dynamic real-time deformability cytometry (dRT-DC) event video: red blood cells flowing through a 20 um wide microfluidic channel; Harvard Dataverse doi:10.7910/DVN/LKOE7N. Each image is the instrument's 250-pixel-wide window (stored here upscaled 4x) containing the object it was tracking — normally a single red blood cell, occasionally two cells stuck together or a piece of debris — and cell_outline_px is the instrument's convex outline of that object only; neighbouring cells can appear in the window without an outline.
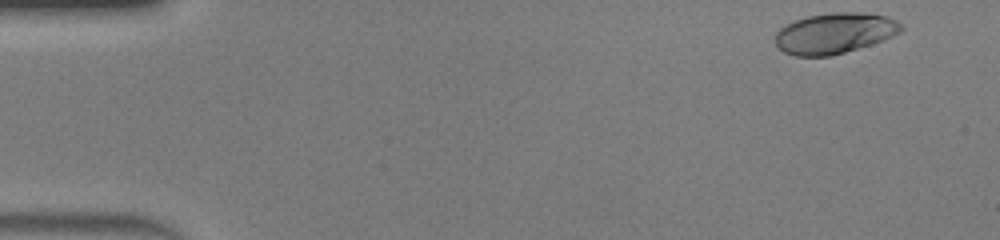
{"species": "human", "species_latin": "Homo sapiens", "temperature_condition": "warm", "stored_images_in_passage": 46, "camera_frame_rate_fps": 3000, "um_per_image_px": 0.085, "donor": {"sex": "male"}, "frame": {"image": 1, "passage_image": 2, "time_ms": 0.333, "image_size_px": [1000, 240], "cell_outline_px": [[904, 28], [900, 32], [884, 40], [872, 44], [844, 52], [828, 56], [796, 56], [784, 52], [776, 44], [776, 32], [780, 28], [796, 20], [808, 16], [832, 12], [864, 12], [888, 16], [896, 20]], "centroid_in_image_um": [70.97, 2.81], "position_along_channel_um": 14.0, "area_um2": 29.77}}
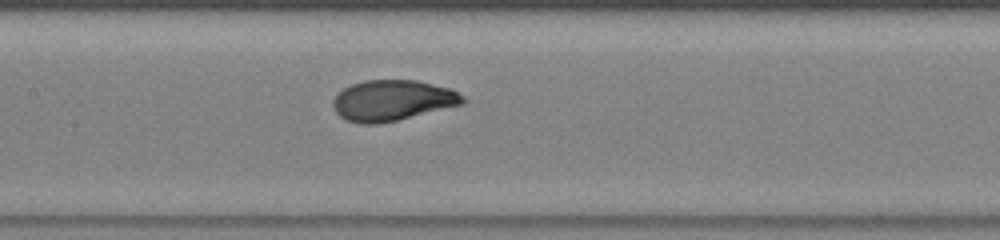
{"frame": {"image": 2, "passage_image": 22, "time_ms": 7.0, "image_size_px": [1000, 240], "cell_outline_px": [[468, 100], [464, 104], [396, 120], [376, 124], [360, 124], [348, 120], [340, 116], [336, 112], [332, 104], [332, 100], [344, 88], [352, 84], [364, 80], [416, 80], [452, 88], [464, 96]], "centroid_in_image_um": [33.4, 8.53], "position_along_channel_um": 174.0, "area_um2": 30.81}}
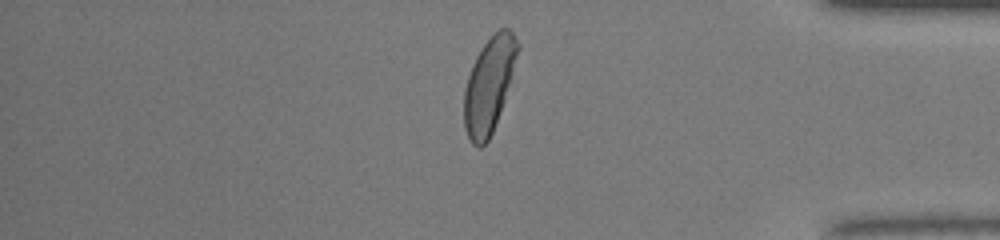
{"frame": {"image": 3, "passage_image": 39, "time_ms": 12.667, "image_size_px": [1000, 240], "cell_outline_px": [[520, 48], [504, 100], [492, 132], [488, 140], [480, 148], [476, 148], [472, 144], [464, 128], [464, 88], [472, 64], [476, 56], [484, 44], [500, 28], [508, 28], [512, 32], [520, 44]], "centroid_in_image_um": [41.56, 7.23], "position_along_channel_um": 393.6, "area_um2": 29.36}, "authors_computed_cell_mechanics": {"area_um2": 30.4028, "velocity_mm_per_s": 4.3229, "shape_relaxation_time_tau1_ms": 3.2835, "shape_relaxation_time_tau2_ms": null, "deformation_change_tau1": 0.1958, "deformation_change_tau2": null}}